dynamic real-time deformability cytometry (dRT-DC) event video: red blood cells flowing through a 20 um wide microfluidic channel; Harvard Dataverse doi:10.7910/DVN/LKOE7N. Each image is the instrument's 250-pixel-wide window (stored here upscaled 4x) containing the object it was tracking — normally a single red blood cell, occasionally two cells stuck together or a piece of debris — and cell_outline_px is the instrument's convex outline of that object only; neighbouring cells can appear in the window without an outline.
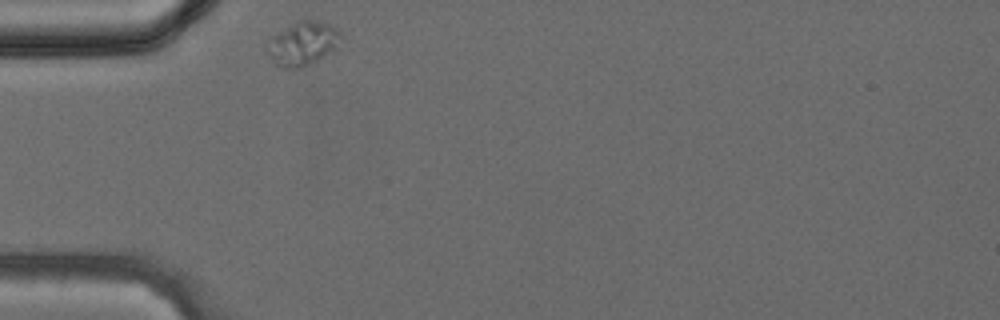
{"species": "common noctule bat (a hibernating species)", "species_latin": "Nyctalus noctula", "temperature_condition": "cold", "stored_images_in_passage": 24, "camera_frame_rate_fps": 3000, "um_per_image_px": 0.085, "animal": {"sex": "female", "body_mass_g": 24.6, "forearm_length_mm": 56.2}, "frame": {"image": 1, "passage_image": 1, "time_ms": 0.0, "image_size_px": [1000, 320], "cell_outline_px": [[344, 36], [336, 48], [324, 56], [304, 68], [284, 68], [276, 64], [264, 48], [280, 32], [296, 20], [316, 20], [328, 24], [336, 28]], "centroid_in_image_um": [25.78, 3.71], "position_along_channel_um": 59.2, "area_um2": 18.61}}
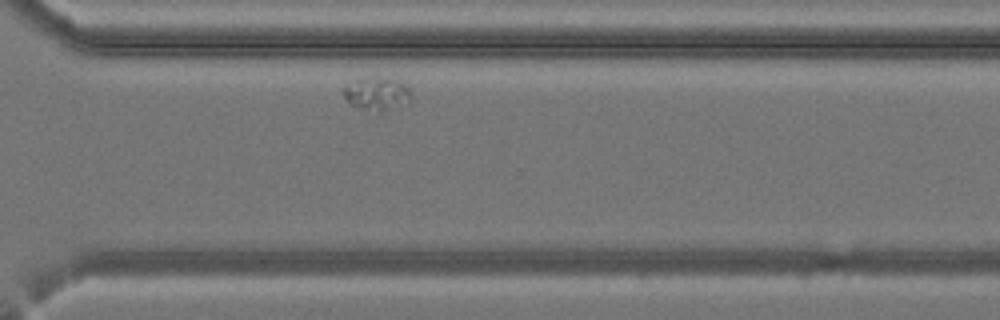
{"frame": {"image": 2, "passage_image": 21, "time_ms": 6.667, "image_size_px": [1000, 320], "cell_outline_px": [[412, 100], [380, 112], [348, 104], [344, 96], [344, 88], [360, 76], [392, 76], [400, 80], [412, 92]], "centroid_in_image_um": [32.06, 7.89], "position_along_channel_um": 338.5, "area_um2": 13.35}}
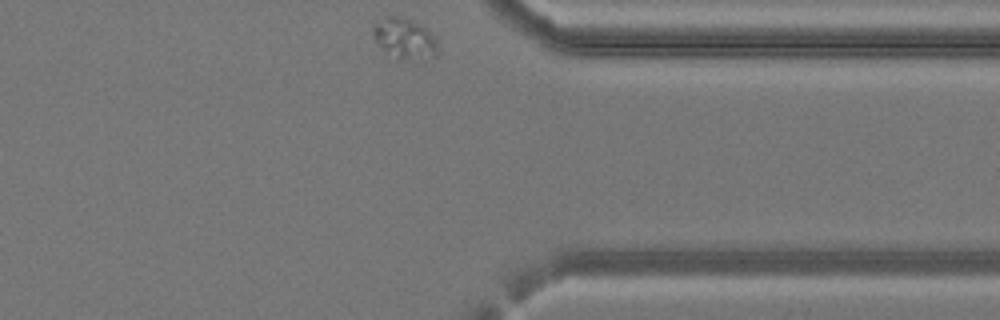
{"frame": {"image": 3, "passage_image": 24, "time_ms": 7.667, "image_size_px": [1000, 320], "cell_outline_px": [[436, 56], [408, 60], [396, 60], [384, 56], [372, 32], [372, 28], [376, 24], [388, 16], [396, 16], [408, 20], [424, 28], [436, 40]], "centroid_in_image_um": [34.31, 3.35], "position_along_channel_um": 377.1, "area_um2": 15.09}}